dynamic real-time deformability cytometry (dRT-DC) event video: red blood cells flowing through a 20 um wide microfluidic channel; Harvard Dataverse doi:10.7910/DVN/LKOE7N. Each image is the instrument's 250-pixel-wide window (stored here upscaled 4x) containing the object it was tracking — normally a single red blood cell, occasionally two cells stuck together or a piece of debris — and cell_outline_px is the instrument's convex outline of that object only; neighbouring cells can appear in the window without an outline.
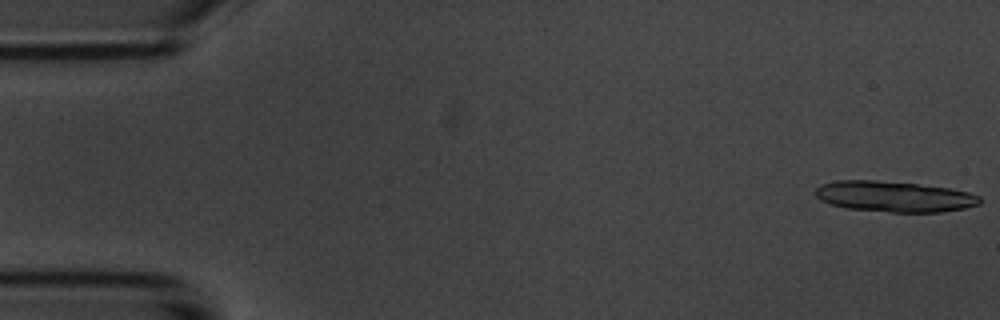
{"species": "common noctule bat (a hibernating species)", "species_latin": "Nyctalus noctula", "temperature_condition": "room temperature", "stored_images_in_passage": 6, "camera_frame_rate_fps": 3000, "um_per_image_px": 0.085, "animal": {"sex": "male", "body_mass_g": 20.1, "forearm_length_mm": 53.5}, "frame": {"image": 1, "passage_image": 1, "time_ms": 0.0, "image_size_px": [1000, 320], "cell_outline_px": [[980, 204], [964, 208], [940, 212], [892, 212], [848, 208], [832, 204], [820, 200], [816, 196], [816, 188], [820, 184], [836, 180], [876, 180], [916, 184], [948, 188], [968, 192], [980, 196]], "centroid_in_image_um": [75.99, 16.7], "position_along_channel_um": 9.0, "area_um2": 29.25}}
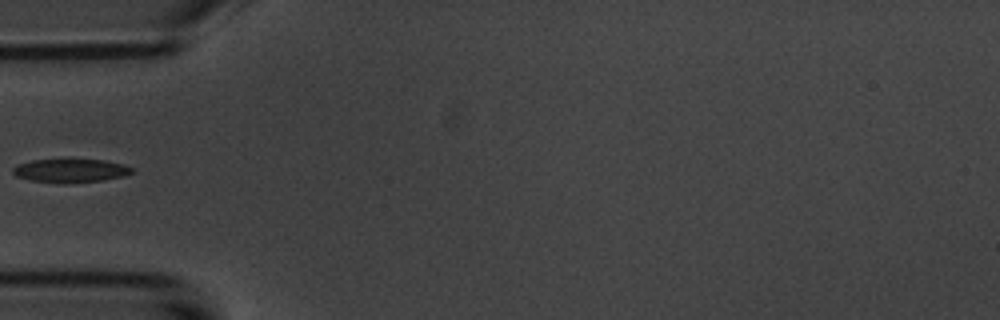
{"frame": {"image": 2, "passage_image": 5, "time_ms": 5.667, "image_size_px": [1000, 320], "cell_outline_px": [[132, 172], [124, 176], [100, 180], [64, 184], [28, 180], [16, 176], [12, 172], [12, 168], [16, 164], [32, 160], [64, 156], [68, 156], [104, 160], [124, 164], [132, 168]], "centroid_in_image_um": [5.92, 14.45], "position_along_channel_um": 79.1, "area_um2": 17.4}}